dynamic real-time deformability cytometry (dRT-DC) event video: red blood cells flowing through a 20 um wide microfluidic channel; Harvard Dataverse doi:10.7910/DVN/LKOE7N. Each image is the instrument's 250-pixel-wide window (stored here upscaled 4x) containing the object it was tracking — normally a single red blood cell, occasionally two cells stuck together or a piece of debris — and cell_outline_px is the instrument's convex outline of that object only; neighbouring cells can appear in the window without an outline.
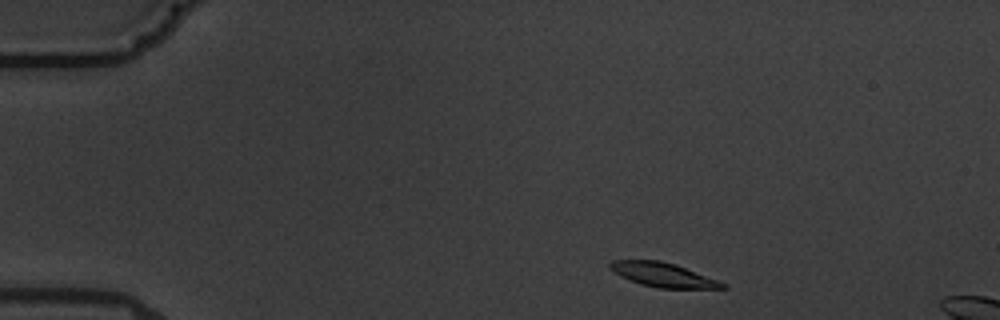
{"species": "common noctule bat (a hibernating species)", "species_latin": "Nyctalus noctula", "temperature_condition": "warm", "stored_images_in_passage": 3, "camera_frame_rate_fps": 3000, "um_per_image_px": 0.085, "animal": {"sex": "male", "body_mass_g": 19.5, "forearm_length_mm": 54.6}, "frame": {"image": 1, "passage_image": 1, "time_ms": 0.0, "image_size_px": [1000, 320], "cell_outline_px": [[728, 288], [660, 288], [640, 284], [628, 280], [620, 276], [608, 268], [608, 264], [612, 260], [660, 260], [676, 264], [728, 284]], "centroid_in_image_um": [56.34, 23.35], "position_along_channel_um": 28.7, "area_um2": 15.95}}